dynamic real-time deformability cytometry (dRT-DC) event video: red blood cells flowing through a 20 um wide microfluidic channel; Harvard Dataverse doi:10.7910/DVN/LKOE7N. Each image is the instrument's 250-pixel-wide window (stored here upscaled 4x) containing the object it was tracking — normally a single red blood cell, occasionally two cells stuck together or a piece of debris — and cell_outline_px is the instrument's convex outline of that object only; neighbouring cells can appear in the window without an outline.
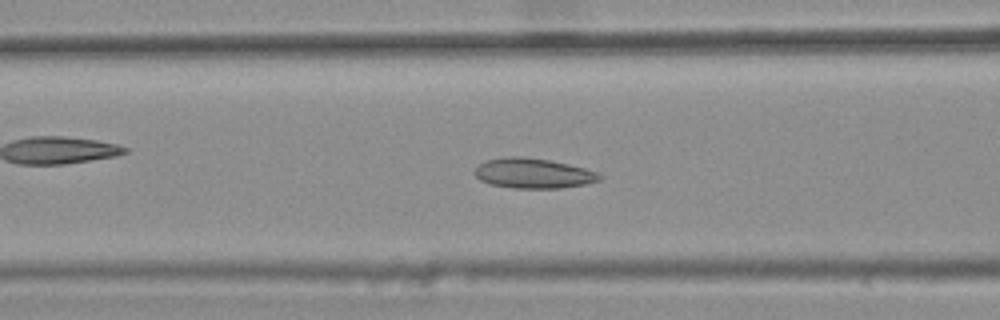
{"species": "common noctule bat (a hibernating species)", "species_latin": "Nyctalus noctula", "temperature_condition": "warm", "stored_images_in_passage": 34, "camera_frame_rate_fps": 3000, "um_per_image_px": 0.085, "animal": {"sex": "female", "body_mass_g": 25.1}, "frame": {"image": 1, "passage_image": 10, "time_ms": 3.0, "image_size_px": [1000, 320], "cell_outline_px": [[604, 176], [600, 180], [588, 184], [560, 188], [512, 188], [488, 184], [480, 180], [472, 172], [480, 164], [488, 160], [512, 156], [520, 156], [548, 160], [568, 164], [584, 168], [596, 172]], "centroid_in_image_um": [45.33, 14.74], "position_along_channel_um": 121.3, "area_um2": 21.85}}
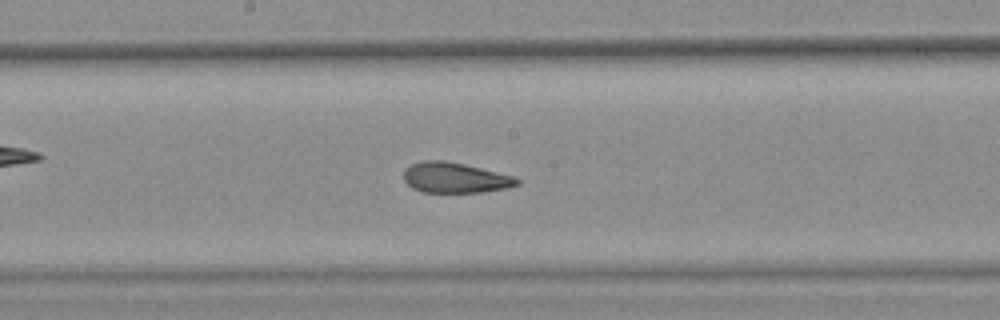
{"frame": {"image": 2, "passage_image": 17, "time_ms": 5.333, "image_size_px": [1000, 320], "cell_outline_px": [[520, 184], [508, 188], [484, 192], [424, 192], [412, 188], [404, 180], [404, 168], [412, 164], [424, 160], [444, 160], [464, 164], [512, 176], [520, 180]], "centroid_in_image_um": [38.67, 15.11], "position_along_channel_um": 209.5, "area_um2": 20.0}}
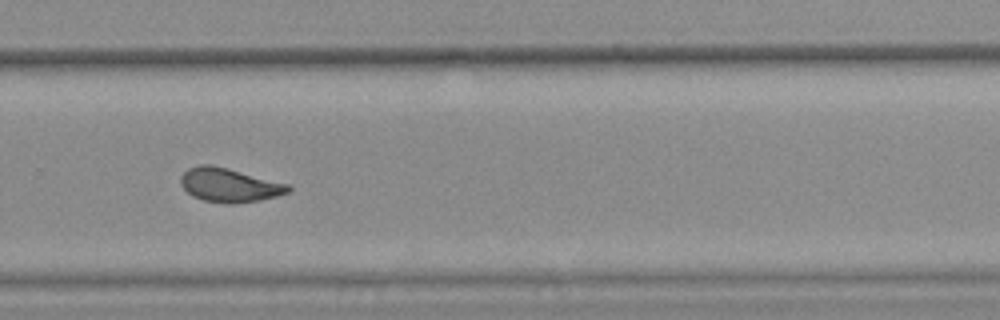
{"frame": {"image": 3, "passage_image": 25, "time_ms": 8.0, "image_size_px": [1000, 320], "cell_outline_px": [[292, 188], [288, 192], [276, 196], [260, 200], [232, 204], [228, 204], [204, 200], [192, 196], [184, 188], [180, 180], [180, 176], [188, 168], [200, 164], [212, 164], [228, 168], [288, 184]], "centroid_in_image_um": [19.47, 15.72], "position_along_channel_um": 310.3, "area_um2": 21.15}, "authors_computed_cell_mechanics": {"area_um2": 21.0392, "velocity_mm_per_s": 3.7842, "shape_relaxation_time_tau1_ms": null, "shape_relaxation_time_tau2_ms": 1.664, "deformation_change_tau1": null, "deformation_change_tau2": 0.0918}}